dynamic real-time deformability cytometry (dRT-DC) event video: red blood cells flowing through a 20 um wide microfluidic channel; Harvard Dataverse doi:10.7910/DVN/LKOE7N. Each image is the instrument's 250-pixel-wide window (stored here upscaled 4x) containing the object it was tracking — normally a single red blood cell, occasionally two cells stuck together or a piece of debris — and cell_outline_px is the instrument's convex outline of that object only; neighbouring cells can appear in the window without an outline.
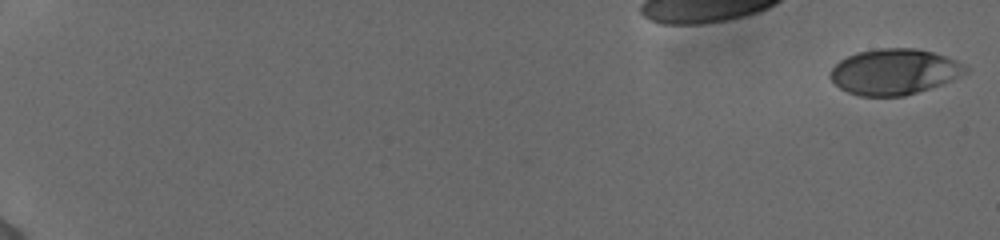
{"species": "human", "species_latin": "Homo sapiens", "temperature_condition": "cold", "stored_images_in_passage": 56, "camera_frame_rate_fps": 3000, "um_per_image_px": 0.085, "donor": {"sex": "female"}, "frame": {"image": 1, "passage_image": 1, "time_ms": 0.0, "image_size_px": [1000, 240], "cell_outline_px": [[968, 72], [952, 80], [904, 96], [860, 96], [848, 92], [840, 88], [828, 76], [828, 72], [840, 60], [856, 52], [880, 48], [916, 48], [932, 52], [956, 60], [968, 68]], "centroid_in_image_um": [75.98, 6.09], "position_along_channel_um": 9.0, "area_um2": 35.89}}
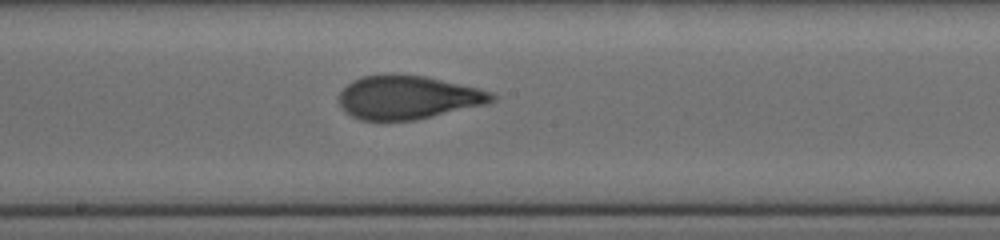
{"frame": {"image": 2, "passage_image": 34, "time_ms": 11.0, "image_size_px": [1000, 240], "cell_outline_px": [[496, 100], [484, 104], [432, 116], [412, 120], [360, 120], [352, 116], [340, 104], [340, 92], [352, 80], [360, 76], [388, 72], [424, 76], [476, 88], [492, 92], [496, 96]], "centroid_in_image_um": [34.63, 8.25], "position_along_channel_um": 213.6, "area_um2": 38.55}}
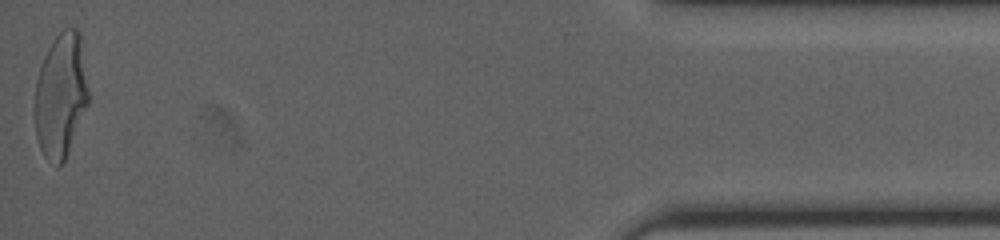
{"frame": {"image": 3, "passage_image": 56, "time_ms": 18.333, "image_size_px": [1000, 240], "cell_outline_px": [[88, 104], [64, 160], [56, 168], [44, 156], [40, 148], [36, 136], [36, 80], [44, 56], [52, 40], [64, 28], [76, 28], [80, 32], [88, 92]], "centroid_in_image_um": [5.17, 8.09], "position_along_channel_um": 430.0, "area_um2": 38.38}, "authors_computed_cell_mechanics": {"area_um2": 38.2058, "velocity_mm_per_s": 3.8839, "shape_relaxation_time_tau1_ms": 4.0447, "shape_relaxation_time_tau2_ms": 0.7746, "deformation_change_tau1": 0.167, "deformation_change_tau2": 0.0758}}